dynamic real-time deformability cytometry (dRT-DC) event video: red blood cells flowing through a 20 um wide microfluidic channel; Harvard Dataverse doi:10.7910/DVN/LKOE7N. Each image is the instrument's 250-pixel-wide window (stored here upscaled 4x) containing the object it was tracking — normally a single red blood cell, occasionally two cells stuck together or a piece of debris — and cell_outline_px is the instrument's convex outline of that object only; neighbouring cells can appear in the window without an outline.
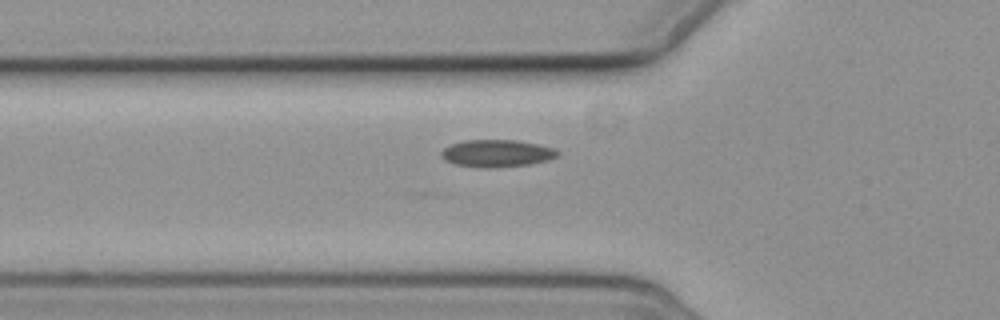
{"species": "common noctule bat (a hibernating species)", "species_latin": "Nyctalus noctula", "temperature_condition": "cold", "stored_images_in_passage": 7, "camera_frame_rate_fps": 3000, "um_per_image_px": 0.085, "animal": {"sex": "female", "body_mass_g": 19.3, "forearm_length_mm": 54.1}, "frame": {"image": 1, "passage_image": 6, "time_ms": 6.667, "image_size_px": [1000, 320], "cell_outline_px": [[560, 156], [548, 160], [528, 164], [492, 168], [480, 168], [456, 164], [444, 160], [440, 156], [440, 152], [444, 148], [452, 144], [464, 140], [516, 140], [536, 144], [552, 148], [560, 152]], "centroid_in_image_um": [42.21, 13.04], "position_along_channel_um": 83.6, "area_um2": 18.5}}
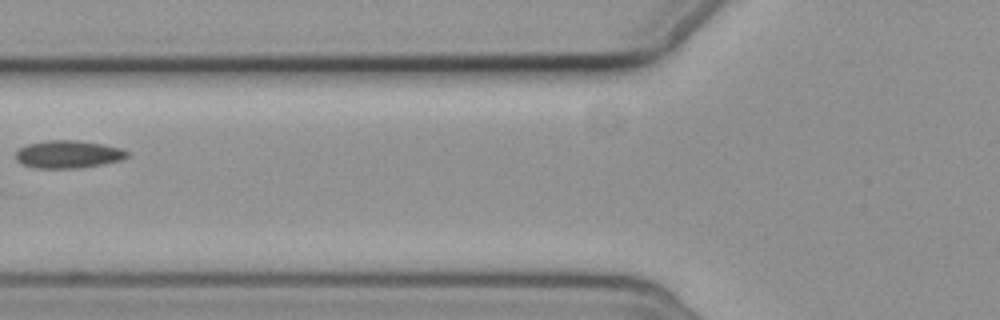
{"frame": {"image": 2, "passage_image": 7, "time_ms": 7.667, "image_size_px": [1000, 320], "cell_outline_px": [[128, 156], [120, 160], [104, 164], [76, 168], [36, 168], [24, 164], [16, 160], [16, 152], [20, 148], [28, 144], [48, 140], [76, 140], [100, 144], [120, 148], [128, 152]], "centroid_in_image_um": [5.79, 13.11], "position_along_channel_um": 120.0, "area_um2": 17.74}}